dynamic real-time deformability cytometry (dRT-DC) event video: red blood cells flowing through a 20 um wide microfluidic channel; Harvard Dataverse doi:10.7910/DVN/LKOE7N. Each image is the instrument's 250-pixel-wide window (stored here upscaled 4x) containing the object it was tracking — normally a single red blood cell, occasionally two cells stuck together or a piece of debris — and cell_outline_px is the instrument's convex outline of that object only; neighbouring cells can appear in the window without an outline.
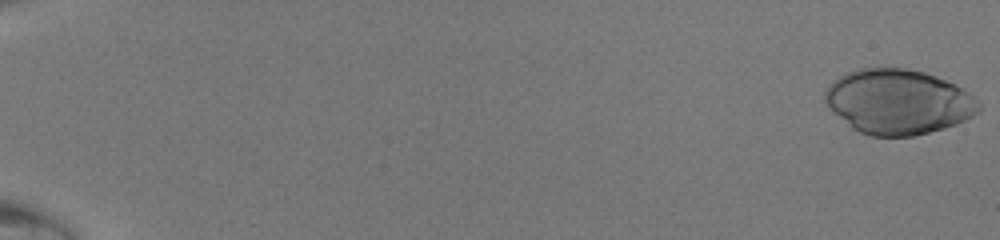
{"species": "human", "species_latin": "Homo sapiens", "temperature_condition": "room temperature", "stored_images_in_passage": 17, "camera_frame_rate_fps": 3000, "um_per_image_px": 0.085, "donor": {"sex": "male"}, "frame": {"image": 1, "passage_image": 1, "time_ms": 0.0, "image_size_px": [1000, 240], "cell_outline_px": [[980, 108], [972, 116], [956, 124], [944, 128], [912, 136], [872, 136], [860, 132], [852, 128], [824, 100], [824, 92], [840, 76], [848, 72], [860, 68], [904, 68], [924, 72], [956, 84], [968, 92], [980, 104]], "centroid_in_image_um": [76.37, 8.65], "position_along_channel_um": 8.6, "area_um2": 57.34}}
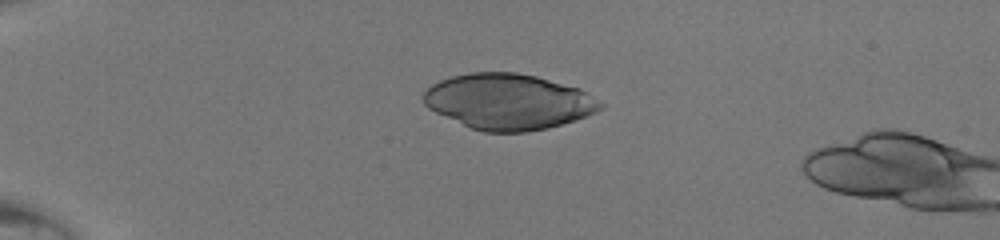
{"frame": {"image": 2, "passage_image": 14, "time_ms": 4.333, "image_size_px": [1000, 240], "cell_outline_px": [[604, 104], [596, 112], [576, 120], [548, 128], [524, 132], [484, 132], [472, 128], [436, 112], [428, 108], [424, 104], [424, 92], [432, 84], [440, 80], [452, 76], [468, 72], [516, 72], [536, 76], [580, 88]], "centroid_in_image_um": [43.22, 8.63], "position_along_channel_um": 41.8, "area_um2": 57.16}}